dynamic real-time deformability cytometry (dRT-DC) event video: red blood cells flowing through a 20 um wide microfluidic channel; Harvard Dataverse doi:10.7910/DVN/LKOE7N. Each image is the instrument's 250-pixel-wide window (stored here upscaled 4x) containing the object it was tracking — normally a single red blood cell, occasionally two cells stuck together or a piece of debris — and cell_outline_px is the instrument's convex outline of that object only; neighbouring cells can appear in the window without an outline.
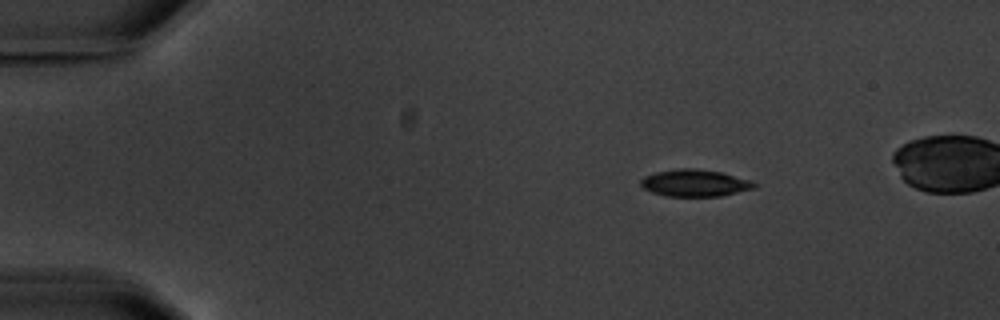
{"species": "common noctule bat (a hibernating species)", "species_latin": "Nyctalus noctula", "temperature_condition": "warm", "stored_images_in_passage": 9, "camera_frame_rate_fps": 3000, "um_per_image_px": 0.085, "animal": {"sex": "male", "body_mass_g": 20.1, "forearm_length_mm": 53.5}, "frame": {"image": 1, "passage_image": 2, "time_ms": 1.333, "image_size_px": [1000, 320], "cell_outline_px": [[756, 188], [720, 196], [664, 196], [652, 192], [644, 188], [640, 184], [640, 180], [644, 176], [656, 172], [680, 168], [696, 168], [720, 172], [748, 180], [756, 184]], "centroid_in_image_um": [59.02, 15.56], "position_along_channel_um": 26.0, "area_um2": 17.69}}